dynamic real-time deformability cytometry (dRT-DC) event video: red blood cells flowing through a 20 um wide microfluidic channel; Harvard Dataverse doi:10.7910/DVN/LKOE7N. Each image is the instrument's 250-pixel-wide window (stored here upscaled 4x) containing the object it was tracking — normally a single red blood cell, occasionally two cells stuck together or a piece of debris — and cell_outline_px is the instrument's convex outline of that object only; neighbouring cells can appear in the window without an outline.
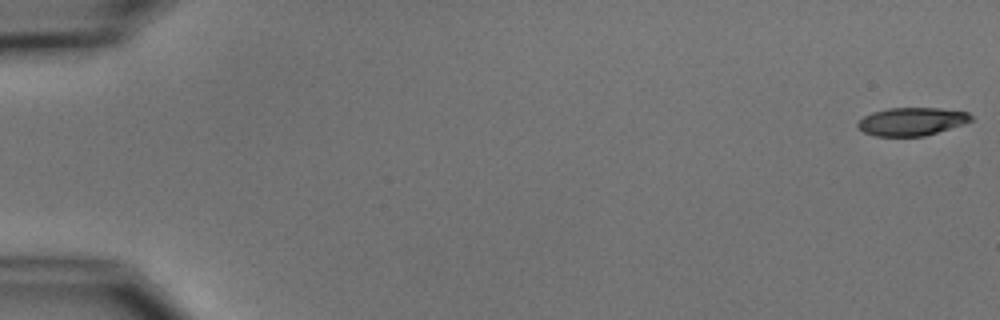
{"species": "common noctule bat (a hibernating species)", "species_latin": "Nyctalus noctula", "temperature_condition": "cold", "stored_images_in_passage": 6, "segment_of_instrument_passage": [2, 2], "camera_frame_rate_fps": 3000, "um_per_image_px": 0.085, "animal": {"sex": "male", "body_mass_g": 15.6}, "frame": {"image": 1, "passage_image": 6, "time_ms": 6.0, "image_size_px": [1000, 320], "cell_outline_px": [[972, 120], [964, 124], [924, 136], [876, 136], [864, 132], [856, 124], [864, 116], [872, 112], [888, 108], [940, 108], [968, 112], [972, 116]], "centroid_in_image_um": [77.51, 10.32], "position_along_channel_um": 7.5, "area_um2": 18.44}}